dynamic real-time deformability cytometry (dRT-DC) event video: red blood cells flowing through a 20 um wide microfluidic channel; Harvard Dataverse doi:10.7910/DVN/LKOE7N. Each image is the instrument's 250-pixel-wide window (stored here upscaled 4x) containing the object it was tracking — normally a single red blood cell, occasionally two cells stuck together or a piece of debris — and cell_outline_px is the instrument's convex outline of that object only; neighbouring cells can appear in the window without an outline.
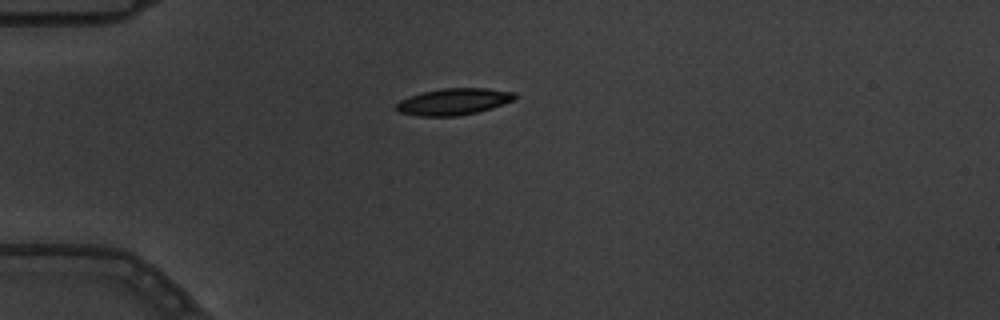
{"species": "common noctule bat (a hibernating species)", "species_latin": "Nyctalus noctula", "temperature_condition": "warm", "stored_images_in_passage": 6, "camera_frame_rate_fps": 3000, "um_per_image_px": 0.085, "animal": {"sex": "male", "body_mass_g": 19.5, "forearm_length_mm": 54.6}, "frame": {"image": 1, "passage_image": 1, "time_ms": 0.0, "image_size_px": [1000, 320], "cell_outline_px": [[516, 100], [492, 108], [476, 112], [456, 116], [420, 116], [400, 112], [396, 108], [396, 104], [400, 100], [408, 96], [420, 92], [440, 88], [488, 88], [516, 92]], "centroid_in_image_um": [38.58, 8.62], "position_along_channel_um": 46.4, "area_um2": 18.55}}